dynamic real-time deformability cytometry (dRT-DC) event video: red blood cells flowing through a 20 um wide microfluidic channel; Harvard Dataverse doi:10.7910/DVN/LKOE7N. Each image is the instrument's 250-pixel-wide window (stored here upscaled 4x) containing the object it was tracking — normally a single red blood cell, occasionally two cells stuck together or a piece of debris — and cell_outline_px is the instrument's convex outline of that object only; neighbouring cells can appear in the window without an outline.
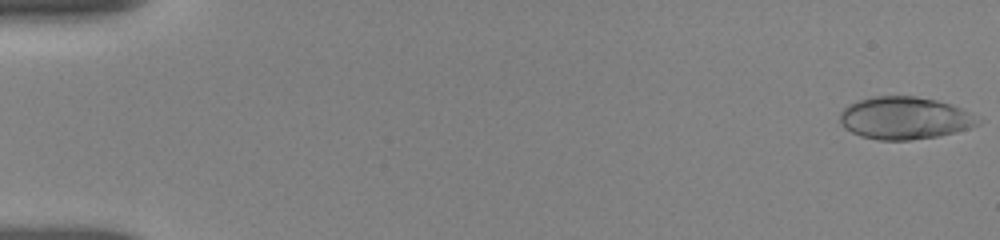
{"species": "human", "species_latin": "Homo sapiens", "temperature_condition": "room temperature", "stored_images_in_passage": 7, "camera_frame_rate_fps": 3000, "um_per_image_px": 0.085, "donor": {"sex": "female"}, "frame": {"image": 1, "passage_image": 1, "time_ms": 0.0, "image_size_px": [1000, 240], "cell_outline_px": [[984, 120], [980, 124], [968, 128], [936, 136], [908, 140], [876, 140], [860, 136], [844, 128], [840, 124], [840, 112], [848, 104], [872, 96], [916, 96], [936, 100], [952, 104]], "centroid_in_image_um": [76.87, 10.03], "position_along_channel_um": 8.1, "area_um2": 34.16}}